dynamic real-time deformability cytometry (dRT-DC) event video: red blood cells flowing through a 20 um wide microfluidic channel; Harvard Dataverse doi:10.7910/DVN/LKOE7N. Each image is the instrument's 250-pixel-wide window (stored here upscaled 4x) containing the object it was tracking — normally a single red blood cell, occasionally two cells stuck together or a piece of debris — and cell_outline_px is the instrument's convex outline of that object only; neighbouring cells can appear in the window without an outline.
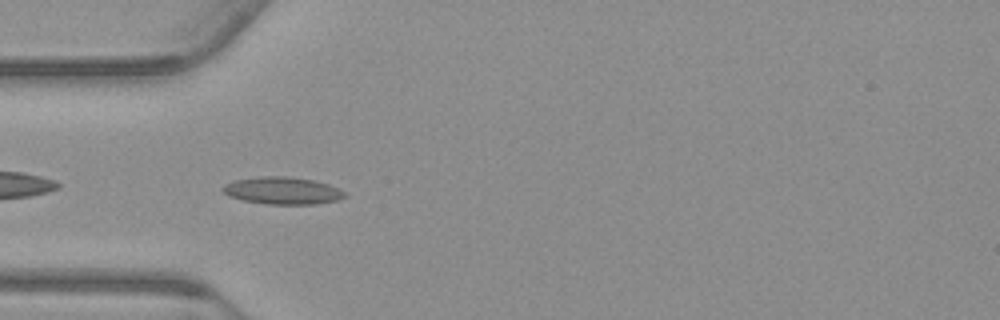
{"species": "common noctule bat (a hibernating species)", "species_latin": "Nyctalus noctula", "temperature_condition": "warm", "stored_images_in_passage": 40, "camera_frame_rate_fps": 3000, "um_per_image_px": 0.085, "animal": {"sex": "male", "body_mass_g": 23.1, "forearm_length_mm": 52.7}, "frame": {"image": 1, "passage_image": 2, "time_ms": 0.333, "image_size_px": [1000, 320], "cell_outline_px": [[348, 196], [336, 200], [316, 204], [264, 204], [240, 200], [228, 196], [220, 188], [224, 184], [236, 180], [260, 176], [288, 176], [312, 180], [328, 184], [344, 192]], "centroid_in_image_um": [23.96, 16.21], "position_along_channel_um": 61.0, "area_um2": 19.42}}
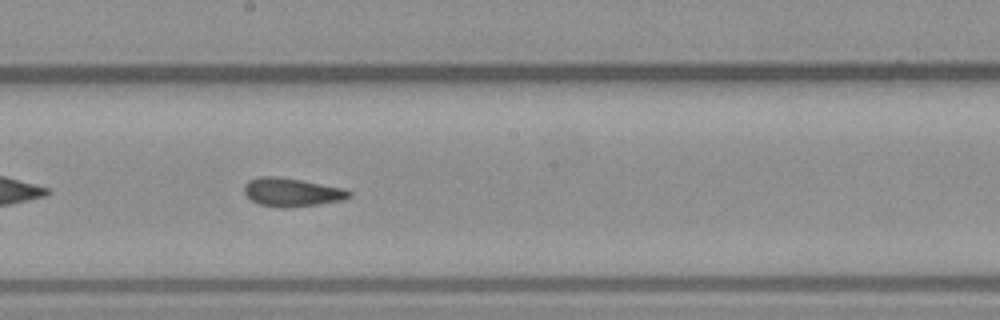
{"frame": {"image": 2, "passage_image": 15, "time_ms": 4.667, "image_size_px": [1000, 320], "cell_outline_px": [[352, 196], [340, 200], [316, 204], [288, 208], [280, 208], [260, 204], [252, 200], [244, 192], [244, 184], [248, 180], [260, 176], [276, 176], [300, 180], [344, 188], [352, 192]], "centroid_in_image_um": [24.78, 16.33], "position_along_channel_um": 223.4, "area_um2": 17.28}}
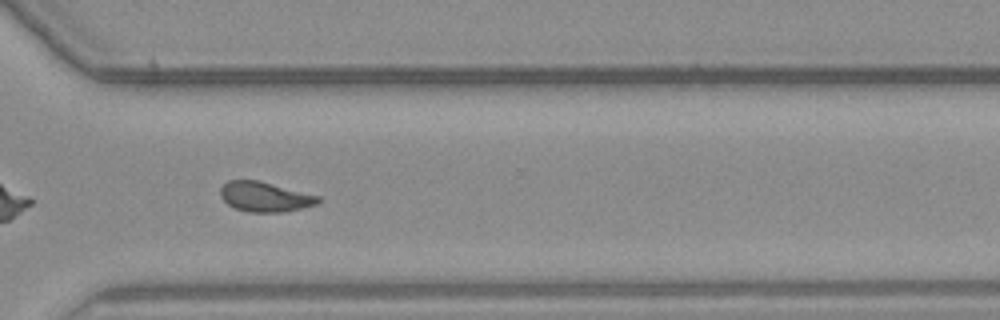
{"frame": {"image": 3, "passage_image": 25, "time_ms": 8.0, "image_size_px": [1000, 320], "cell_outline_px": [[320, 200], [316, 204], [284, 212], [248, 212], [236, 208], [228, 204], [220, 196], [220, 188], [228, 180], [260, 180], [320, 196]], "centroid_in_image_um": [22.51, 16.71], "position_along_channel_um": 348.1, "area_um2": 16.99}, "authors_computed_cell_mechanics": {"area_um2": 16.9932, "velocity_mm_per_s": 3.7545, "shape_relaxation_time_tau1_ms": null, "shape_relaxation_time_tau2_ms": 1.8059, "deformation_change_tau1": null, "deformation_change_tau2": 0.0983}}